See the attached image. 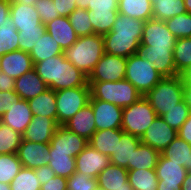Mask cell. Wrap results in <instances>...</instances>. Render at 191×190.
Listing matches in <instances>:
<instances>
[{
  "mask_svg": "<svg viewBox=\"0 0 191 190\" xmlns=\"http://www.w3.org/2000/svg\"><path fill=\"white\" fill-rule=\"evenodd\" d=\"M144 23L118 13L111 31L103 35L104 52L125 58L139 53Z\"/></svg>",
  "mask_w": 191,
  "mask_h": 190,
  "instance_id": "obj_1",
  "label": "cell"
},
{
  "mask_svg": "<svg viewBox=\"0 0 191 190\" xmlns=\"http://www.w3.org/2000/svg\"><path fill=\"white\" fill-rule=\"evenodd\" d=\"M39 77L54 91L90 87L88 77L68 61L64 53L34 64Z\"/></svg>",
  "mask_w": 191,
  "mask_h": 190,
  "instance_id": "obj_2",
  "label": "cell"
},
{
  "mask_svg": "<svg viewBox=\"0 0 191 190\" xmlns=\"http://www.w3.org/2000/svg\"><path fill=\"white\" fill-rule=\"evenodd\" d=\"M104 53L103 35L92 34L78 37L77 41L64 51V56L88 77Z\"/></svg>",
  "mask_w": 191,
  "mask_h": 190,
  "instance_id": "obj_3",
  "label": "cell"
},
{
  "mask_svg": "<svg viewBox=\"0 0 191 190\" xmlns=\"http://www.w3.org/2000/svg\"><path fill=\"white\" fill-rule=\"evenodd\" d=\"M157 116H162L184 99V83L181 75L163 77L158 84L144 95Z\"/></svg>",
  "mask_w": 191,
  "mask_h": 190,
  "instance_id": "obj_4",
  "label": "cell"
},
{
  "mask_svg": "<svg viewBox=\"0 0 191 190\" xmlns=\"http://www.w3.org/2000/svg\"><path fill=\"white\" fill-rule=\"evenodd\" d=\"M88 85L94 99L113 103L122 109L143 96L126 79L115 82H88Z\"/></svg>",
  "mask_w": 191,
  "mask_h": 190,
  "instance_id": "obj_5",
  "label": "cell"
},
{
  "mask_svg": "<svg viewBox=\"0 0 191 190\" xmlns=\"http://www.w3.org/2000/svg\"><path fill=\"white\" fill-rule=\"evenodd\" d=\"M163 77L140 53L127 58L125 79L128 80L143 96L152 90Z\"/></svg>",
  "mask_w": 191,
  "mask_h": 190,
  "instance_id": "obj_6",
  "label": "cell"
},
{
  "mask_svg": "<svg viewBox=\"0 0 191 190\" xmlns=\"http://www.w3.org/2000/svg\"><path fill=\"white\" fill-rule=\"evenodd\" d=\"M156 113L145 96L123 108L121 129L141 139L156 117Z\"/></svg>",
  "mask_w": 191,
  "mask_h": 190,
  "instance_id": "obj_7",
  "label": "cell"
},
{
  "mask_svg": "<svg viewBox=\"0 0 191 190\" xmlns=\"http://www.w3.org/2000/svg\"><path fill=\"white\" fill-rule=\"evenodd\" d=\"M57 123L63 125L85 107L91 97L90 87L67 88L55 91Z\"/></svg>",
  "mask_w": 191,
  "mask_h": 190,
  "instance_id": "obj_8",
  "label": "cell"
},
{
  "mask_svg": "<svg viewBox=\"0 0 191 190\" xmlns=\"http://www.w3.org/2000/svg\"><path fill=\"white\" fill-rule=\"evenodd\" d=\"M176 37L168 30L165 21L150 19L145 21L140 49L173 50Z\"/></svg>",
  "mask_w": 191,
  "mask_h": 190,
  "instance_id": "obj_9",
  "label": "cell"
},
{
  "mask_svg": "<svg viewBox=\"0 0 191 190\" xmlns=\"http://www.w3.org/2000/svg\"><path fill=\"white\" fill-rule=\"evenodd\" d=\"M127 58L104 53L88 76V82H115L125 79Z\"/></svg>",
  "mask_w": 191,
  "mask_h": 190,
  "instance_id": "obj_10",
  "label": "cell"
},
{
  "mask_svg": "<svg viewBox=\"0 0 191 190\" xmlns=\"http://www.w3.org/2000/svg\"><path fill=\"white\" fill-rule=\"evenodd\" d=\"M157 190H181L188 170L160 155L156 165Z\"/></svg>",
  "mask_w": 191,
  "mask_h": 190,
  "instance_id": "obj_11",
  "label": "cell"
},
{
  "mask_svg": "<svg viewBox=\"0 0 191 190\" xmlns=\"http://www.w3.org/2000/svg\"><path fill=\"white\" fill-rule=\"evenodd\" d=\"M177 136V130L170 127L161 116H156L140 140L161 153Z\"/></svg>",
  "mask_w": 191,
  "mask_h": 190,
  "instance_id": "obj_12",
  "label": "cell"
},
{
  "mask_svg": "<svg viewBox=\"0 0 191 190\" xmlns=\"http://www.w3.org/2000/svg\"><path fill=\"white\" fill-rule=\"evenodd\" d=\"M89 103L95 116L96 131L106 129H119L122 126L123 109L110 102L90 97Z\"/></svg>",
  "mask_w": 191,
  "mask_h": 190,
  "instance_id": "obj_13",
  "label": "cell"
},
{
  "mask_svg": "<svg viewBox=\"0 0 191 190\" xmlns=\"http://www.w3.org/2000/svg\"><path fill=\"white\" fill-rule=\"evenodd\" d=\"M111 164L110 157L104 155L88 144L75 158L77 173H83L91 178H97Z\"/></svg>",
  "mask_w": 191,
  "mask_h": 190,
  "instance_id": "obj_14",
  "label": "cell"
},
{
  "mask_svg": "<svg viewBox=\"0 0 191 190\" xmlns=\"http://www.w3.org/2000/svg\"><path fill=\"white\" fill-rule=\"evenodd\" d=\"M49 150L50 143H37L22 139L16 154L24 168L37 169L49 164Z\"/></svg>",
  "mask_w": 191,
  "mask_h": 190,
  "instance_id": "obj_15",
  "label": "cell"
},
{
  "mask_svg": "<svg viewBox=\"0 0 191 190\" xmlns=\"http://www.w3.org/2000/svg\"><path fill=\"white\" fill-rule=\"evenodd\" d=\"M88 145V140L67 130L60 125L55 131L51 141L50 148L54 152L70 153V156H76Z\"/></svg>",
  "mask_w": 191,
  "mask_h": 190,
  "instance_id": "obj_16",
  "label": "cell"
},
{
  "mask_svg": "<svg viewBox=\"0 0 191 190\" xmlns=\"http://www.w3.org/2000/svg\"><path fill=\"white\" fill-rule=\"evenodd\" d=\"M59 126L60 125L53 118L33 115L31 122L22 135L23 140L37 143H50Z\"/></svg>",
  "mask_w": 191,
  "mask_h": 190,
  "instance_id": "obj_17",
  "label": "cell"
},
{
  "mask_svg": "<svg viewBox=\"0 0 191 190\" xmlns=\"http://www.w3.org/2000/svg\"><path fill=\"white\" fill-rule=\"evenodd\" d=\"M34 69L29 53L22 50L8 52L0 57V71L16 79Z\"/></svg>",
  "mask_w": 191,
  "mask_h": 190,
  "instance_id": "obj_18",
  "label": "cell"
},
{
  "mask_svg": "<svg viewBox=\"0 0 191 190\" xmlns=\"http://www.w3.org/2000/svg\"><path fill=\"white\" fill-rule=\"evenodd\" d=\"M32 116L28 101L19 98L13 103L10 110L1 116V123L23 135Z\"/></svg>",
  "mask_w": 191,
  "mask_h": 190,
  "instance_id": "obj_19",
  "label": "cell"
},
{
  "mask_svg": "<svg viewBox=\"0 0 191 190\" xmlns=\"http://www.w3.org/2000/svg\"><path fill=\"white\" fill-rule=\"evenodd\" d=\"M63 126L77 135L90 140L96 131L95 116L92 105L88 103L79 110L72 118L66 121Z\"/></svg>",
  "mask_w": 191,
  "mask_h": 190,
  "instance_id": "obj_20",
  "label": "cell"
},
{
  "mask_svg": "<svg viewBox=\"0 0 191 190\" xmlns=\"http://www.w3.org/2000/svg\"><path fill=\"white\" fill-rule=\"evenodd\" d=\"M97 185L104 190H133L128 182V170L110 164L97 176Z\"/></svg>",
  "mask_w": 191,
  "mask_h": 190,
  "instance_id": "obj_21",
  "label": "cell"
},
{
  "mask_svg": "<svg viewBox=\"0 0 191 190\" xmlns=\"http://www.w3.org/2000/svg\"><path fill=\"white\" fill-rule=\"evenodd\" d=\"M144 59L153 63V67L162 77L178 76L173 57V50L167 49H139Z\"/></svg>",
  "mask_w": 191,
  "mask_h": 190,
  "instance_id": "obj_22",
  "label": "cell"
},
{
  "mask_svg": "<svg viewBox=\"0 0 191 190\" xmlns=\"http://www.w3.org/2000/svg\"><path fill=\"white\" fill-rule=\"evenodd\" d=\"M10 15L17 31H23V29H38V26L42 24L34 5L11 2Z\"/></svg>",
  "mask_w": 191,
  "mask_h": 190,
  "instance_id": "obj_23",
  "label": "cell"
},
{
  "mask_svg": "<svg viewBox=\"0 0 191 190\" xmlns=\"http://www.w3.org/2000/svg\"><path fill=\"white\" fill-rule=\"evenodd\" d=\"M47 89V84L39 77L35 69L15 79L14 91L20 99L26 101L44 93Z\"/></svg>",
  "mask_w": 191,
  "mask_h": 190,
  "instance_id": "obj_24",
  "label": "cell"
},
{
  "mask_svg": "<svg viewBox=\"0 0 191 190\" xmlns=\"http://www.w3.org/2000/svg\"><path fill=\"white\" fill-rule=\"evenodd\" d=\"M46 31L60 45L63 51L72 46L78 39L68 17L60 16L45 24Z\"/></svg>",
  "mask_w": 191,
  "mask_h": 190,
  "instance_id": "obj_25",
  "label": "cell"
},
{
  "mask_svg": "<svg viewBox=\"0 0 191 190\" xmlns=\"http://www.w3.org/2000/svg\"><path fill=\"white\" fill-rule=\"evenodd\" d=\"M140 143V138L124 133L121 139H118L116 151L110 156L111 164L132 170L133 151Z\"/></svg>",
  "mask_w": 191,
  "mask_h": 190,
  "instance_id": "obj_26",
  "label": "cell"
},
{
  "mask_svg": "<svg viewBox=\"0 0 191 190\" xmlns=\"http://www.w3.org/2000/svg\"><path fill=\"white\" fill-rule=\"evenodd\" d=\"M124 133L121 128L95 131L88 144L110 157L116 151L118 139H121Z\"/></svg>",
  "mask_w": 191,
  "mask_h": 190,
  "instance_id": "obj_27",
  "label": "cell"
},
{
  "mask_svg": "<svg viewBox=\"0 0 191 190\" xmlns=\"http://www.w3.org/2000/svg\"><path fill=\"white\" fill-rule=\"evenodd\" d=\"M32 115L46 116L57 121L56 95L52 89L28 100Z\"/></svg>",
  "mask_w": 191,
  "mask_h": 190,
  "instance_id": "obj_28",
  "label": "cell"
},
{
  "mask_svg": "<svg viewBox=\"0 0 191 190\" xmlns=\"http://www.w3.org/2000/svg\"><path fill=\"white\" fill-rule=\"evenodd\" d=\"M161 155L178 165L191 170V145L177 136L162 152Z\"/></svg>",
  "mask_w": 191,
  "mask_h": 190,
  "instance_id": "obj_29",
  "label": "cell"
},
{
  "mask_svg": "<svg viewBox=\"0 0 191 190\" xmlns=\"http://www.w3.org/2000/svg\"><path fill=\"white\" fill-rule=\"evenodd\" d=\"M118 12L144 22L153 19L151 0H118Z\"/></svg>",
  "mask_w": 191,
  "mask_h": 190,
  "instance_id": "obj_30",
  "label": "cell"
},
{
  "mask_svg": "<svg viewBox=\"0 0 191 190\" xmlns=\"http://www.w3.org/2000/svg\"><path fill=\"white\" fill-rule=\"evenodd\" d=\"M64 51L59 44L45 31L40 40L35 44L31 52L29 53L32 58L33 64L47 60L56 55L63 54Z\"/></svg>",
  "mask_w": 191,
  "mask_h": 190,
  "instance_id": "obj_31",
  "label": "cell"
},
{
  "mask_svg": "<svg viewBox=\"0 0 191 190\" xmlns=\"http://www.w3.org/2000/svg\"><path fill=\"white\" fill-rule=\"evenodd\" d=\"M151 3L155 20L165 21L187 12L184 0H151Z\"/></svg>",
  "mask_w": 191,
  "mask_h": 190,
  "instance_id": "obj_32",
  "label": "cell"
},
{
  "mask_svg": "<svg viewBox=\"0 0 191 190\" xmlns=\"http://www.w3.org/2000/svg\"><path fill=\"white\" fill-rule=\"evenodd\" d=\"M161 153L152 147L140 143L133 151L132 170L155 169Z\"/></svg>",
  "mask_w": 191,
  "mask_h": 190,
  "instance_id": "obj_33",
  "label": "cell"
},
{
  "mask_svg": "<svg viewBox=\"0 0 191 190\" xmlns=\"http://www.w3.org/2000/svg\"><path fill=\"white\" fill-rule=\"evenodd\" d=\"M128 182L133 187V190H157L158 178L156 170H128Z\"/></svg>",
  "mask_w": 191,
  "mask_h": 190,
  "instance_id": "obj_34",
  "label": "cell"
},
{
  "mask_svg": "<svg viewBox=\"0 0 191 190\" xmlns=\"http://www.w3.org/2000/svg\"><path fill=\"white\" fill-rule=\"evenodd\" d=\"M5 21L6 23L0 26V57L19 50V32L12 22L11 15L7 16Z\"/></svg>",
  "mask_w": 191,
  "mask_h": 190,
  "instance_id": "obj_35",
  "label": "cell"
},
{
  "mask_svg": "<svg viewBox=\"0 0 191 190\" xmlns=\"http://www.w3.org/2000/svg\"><path fill=\"white\" fill-rule=\"evenodd\" d=\"M49 154L48 166L54 170L55 176L68 178L76 172L75 158L70 153L54 152L50 148Z\"/></svg>",
  "mask_w": 191,
  "mask_h": 190,
  "instance_id": "obj_36",
  "label": "cell"
},
{
  "mask_svg": "<svg viewBox=\"0 0 191 190\" xmlns=\"http://www.w3.org/2000/svg\"><path fill=\"white\" fill-rule=\"evenodd\" d=\"M173 57L177 74L181 75L191 66V37L176 39Z\"/></svg>",
  "mask_w": 191,
  "mask_h": 190,
  "instance_id": "obj_37",
  "label": "cell"
},
{
  "mask_svg": "<svg viewBox=\"0 0 191 190\" xmlns=\"http://www.w3.org/2000/svg\"><path fill=\"white\" fill-rule=\"evenodd\" d=\"M118 13V11L93 12L88 10L89 19L93 27V34L105 35L109 33Z\"/></svg>",
  "mask_w": 191,
  "mask_h": 190,
  "instance_id": "obj_38",
  "label": "cell"
},
{
  "mask_svg": "<svg viewBox=\"0 0 191 190\" xmlns=\"http://www.w3.org/2000/svg\"><path fill=\"white\" fill-rule=\"evenodd\" d=\"M22 163L16 153L0 155V182L10 184L22 169Z\"/></svg>",
  "mask_w": 191,
  "mask_h": 190,
  "instance_id": "obj_39",
  "label": "cell"
},
{
  "mask_svg": "<svg viewBox=\"0 0 191 190\" xmlns=\"http://www.w3.org/2000/svg\"><path fill=\"white\" fill-rule=\"evenodd\" d=\"M22 135L10 128L0 124V155L17 153L22 142Z\"/></svg>",
  "mask_w": 191,
  "mask_h": 190,
  "instance_id": "obj_40",
  "label": "cell"
},
{
  "mask_svg": "<svg viewBox=\"0 0 191 190\" xmlns=\"http://www.w3.org/2000/svg\"><path fill=\"white\" fill-rule=\"evenodd\" d=\"M11 190H40L41 184L36 177L35 169L24 168L10 183Z\"/></svg>",
  "mask_w": 191,
  "mask_h": 190,
  "instance_id": "obj_41",
  "label": "cell"
},
{
  "mask_svg": "<svg viewBox=\"0 0 191 190\" xmlns=\"http://www.w3.org/2000/svg\"><path fill=\"white\" fill-rule=\"evenodd\" d=\"M168 30L176 39L191 37V14L183 13L166 19Z\"/></svg>",
  "mask_w": 191,
  "mask_h": 190,
  "instance_id": "obj_42",
  "label": "cell"
},
{
  "mask_svg": "<svg viewBox=\"0 0 191 190\" xmlns=\"http://www.w3.org/2000/svg\"><path fill=\"white\" fill-rule=\"evenodd\" d=\"M68 19L78 37L93 34V27L89 19L88 10L76 8L68 16Z\"/></svg>",
  "mask_w": 191,
  "mask_h": 190,
  "instance_id": "obj_43",
  "label": "cell"
},
{
  "mask_svg": "<svg viewBox=\"0 0 191 190\" xmlns=\"http://www.w3.org/2000/svg\"><path fill=\"white\" fill-rule=\"evenodd\" d=\"M190 112L191 109L186 104L185 99H183L181 102L177 103V107L167 110L161 117L170 127L178 131L182 124L187 120Z\"/></svg>",
  "mask_w": 191,
  "mask_h": 190,
  "instance_id": "obj_44",
  "label": "cell"
},
{
  "mask_svg": "<svg viewBox=\"0 0 191 190\" xmlns=\"http://www.w3.org/2000/svg\"><path fill=\"white\" fill-rule=\"evenodd\" d=\"M45 24L38 26V29H23L19 32V50L30 53L35 44L45 33Z\"/></svg>",
  "mask_w": 191,
  "mask_h": 190,
  "instance_id": "obj_45",
  "label": "cell"
},
{
  "mask_svg": "<svg viewBox=\"0 0 191 190\" xmlns=\"http://www.w3.org/2000/svg\"><path fill=\"white\" fill-rule=\"evenodd\" d=\"M97 187V179L75 172L67 178V190H94Z\"/></svg>",
  "mask_w": 191,
  "mask_h": 190,
  "instance_id": "obj_46",
  "label": "cell"
},
{
  "mask_svg": "<svg viewBox=\"0 0 191 190\" xmlns=\"http://www.w3.org/2000/svg\"><path fill=\"white\" fill-rule=\"evenodd\" d=\"M34 7L38 12L40 20L43 24L60 17L59 13L56 12V7L53 0H37L34 4Z\"/></svg>",
  "mask_w": 191,
  "mask_h": 190,
  "instance_id": "obj_47",
  "label": "cell"
},
{
  "mask_svg": "<svg viewBox=\"0 0 191 190\" xmlns=\"http://www.w3.org/2000/svg\"><path fill=\"white\" fill-rule=\"evenodd\" d=\"M87 10L93 12L118 11V0H89Z\"/></svg>",
  "mask_w": 191,
  "mask_h": 190,
  "instance_id": "obj_48",
  "label": "cell"
},
{
  "mask_svg": "<svg viewBox=\"0 0 191 190\" xmlns=\"http://www.w3.org/2000/svg\"><path fill=\"white\" fill-rule=\"evenodd\" d=\"M19 99L14 90L0 92V117L10 110L13 103Z\"/></svg>",
  "mask_w": 191,
  "mask_h": 190,
  "instance_id": "obj_49",
  "label": "cell"
},
{
  "mask_svg": "<svg viewBox=\"0 0 191 190\" xmlns=\"http://www.w3.org/2000/svg\"><path fill=\"white\" fill-rule=\"evenodd\" d=\"M56 7V12L60 16L68 17L76 8V0H53Z\"/></svg>",
  "mask_w": 191,
  "mask_h": 190,
  "instance_id": "obj_50",
  "label": "cell"
},
{
  "mask_svg": "<svg viewBox=\"0 0 191 190\" xmlns=\"http://www.w3.org/2000/svg\"><path fill=\"white\" fill-rule=\"evenodd\" d=\"M40 190H67V178L54 176L48 182L42 184Z\"/></svg>",
  "mask_w": 191,
  "mask_h": 190,
  "instance_id": "obj_51",
  "label": "cell"
},
{
  "mask_svg": "<svg viewBox=\"0 0 191 190\" xmlns=\"http://www.w3.org/2000/svg\"><path fill=\"white\" fill-rule=\"evenodd\" d=\"M35 174L41 185L55 176L54 170L48 165L35 169Z\"/></svg>",
  "mask_w": 191,
  "mask_h": 190,
  "instance_id": "obj_52",
  "label": "cell"
},
{
  "mask_svg": "<svg viewBox=\"0 0 191 190\" xmlns=\"http://www.w3.org/2000/svg\"><path fill=\"white\" fill-rule=\"evenodd\" d=\"M178 136L191 145V112L187 120L178 130Z\"/></svg>",
  "mask_w": 191,
  "mask_h": 190,
  "instance_id": "obj_53",
  "label": "cell"
},
{
  "mask_svg": "<svg viewBox=\"0 0 191 190\" xmlns=\"http://www.w3.org/2000/svg\"><path fill=\"white\" fill-rule=\"evenodd\" d=\"M15 79L0 71V92L14 90Z\"/></svg>",
  "mask_w": 191,
  "mask_h": 190,
  "instance_id": "obj_54",
  "label": "cell"
},
{
  "mask_svg": "<svg viewBox=\"0 0 191 190\" xmlns=\"http://www.w3.org/2000/svg\"><path fill=\"white\" fill-rule=\"evenodd\" d=\"M11 0H0V26L6 23V17L10 15Z\"/></svg>",
  "mask_w": 191,
  "mask_h": 190,
  "instance_id": "obj_55",
  "label": "cell"
},
{
  "mask_svg": "<svg viewBox=\"0 0 191 190\" xmlns=\"http://www.w3.org/2000/svg\"><path fill=\"white\" fill-rule=\"evenodd\" d=\"M184 99L191 109V84H184Z\"/></svg>",
  "mask_w": 191,
  "mask_h": 190,
  "instance_id": "obj_56",
  "label": "cell"
},
{
  "mask_svg": "<svg viewBox=\"0 0 191 190\" xmlns=\"http://www.w3.org/2000/svg\"><path fill=\"white\" fill-rule=\"evenodd\" d=\"M181 190H191V170L188 171Z\"/></svg>",
  "mask_w": 191,
  "mask_h": 190,
  "instance_id": "obj_57",
  "label": "cell"
},
{
  "mask_svg": "<svg viewBox=\"0 0 191 190\" xmlns=\"http://www.w3.org/2000/svg\"><path fill=\"white\" fill-rule=\"evenodd\" d=\"M181 77L184 84H191V66L181 74Z\"/></svg>",
  "mask_w": 191,
  "mask_h": 190,
  "instance_id": "obj_58",
  "label": "cell"
},
{
  "mask_svg": "<svg viewBox=\"0 0 191 190\" xmlns=\"http://www.w3.org/2000/svg\"><path fill=\"white\" fill-rule=\"evenodd\" d=\"M75 2H76L77 8L87 10L89 0H76Z\"/></svg>",
  "mask_w": 191,
  "mask_h": 190,
  "instance_id": "obj_59",
  "label": "cell"
},
{
  "mask_svg": "<svg viewBox=\"0 0 191 190\" xmlns=\"http://www.w3.org/2000/svg\"><path fill=\"white\" fill-rule=\"evenodd\" d=\"M37 0H11V2H19L27 5H34Z\"/></svg>",
  "mask_w": 191,
  "mask_h": 190,
  "instance_id": "obj_60",
  "label": "cell"
},
{
  "mask_svg": "<svg viewBox=\"0 0 191 190\" xmlns=\"http://www.w3.org/2000/svg\"><path fill=\"white\" fill-rule=\"evenodd\" d=\"M184 5L186 7L187 13L191 14V0H184Z\"/></svg>",
  "mask_w": 191,
  "mask_h": 190,
  "instance_id": "obj_61",
  "label": "cell"
},
{
  "mask_svg": "<svg viewBox=\"0 0 191 190\" xmlns=\"http://www.w3.org/2000/svg\"><path fill=\"white\" fill-rule=\"evenodd\" d=\"M0 190H11L10 184H4L0 182Z\"/></svg>",
  "mask_w": 191,
  "mask_h": 190,
  "instance_id": "obj_62",
  "label": "cell"
},
{
  "mask_svg": "<svg viewBox=\"0 0 191 190\" xmlns=\"http://www.w3.org/2000/svg\"><path fill=\"white\" fill-rule=\"evenodd\" d=\"M94 190H104V189L97 185V187Z\"/></svg>",
  "mask_w": 191,
  "mask_h": 190,
  "instance_id": "obj_63",
  "label": "cell"
}]
</instances>
